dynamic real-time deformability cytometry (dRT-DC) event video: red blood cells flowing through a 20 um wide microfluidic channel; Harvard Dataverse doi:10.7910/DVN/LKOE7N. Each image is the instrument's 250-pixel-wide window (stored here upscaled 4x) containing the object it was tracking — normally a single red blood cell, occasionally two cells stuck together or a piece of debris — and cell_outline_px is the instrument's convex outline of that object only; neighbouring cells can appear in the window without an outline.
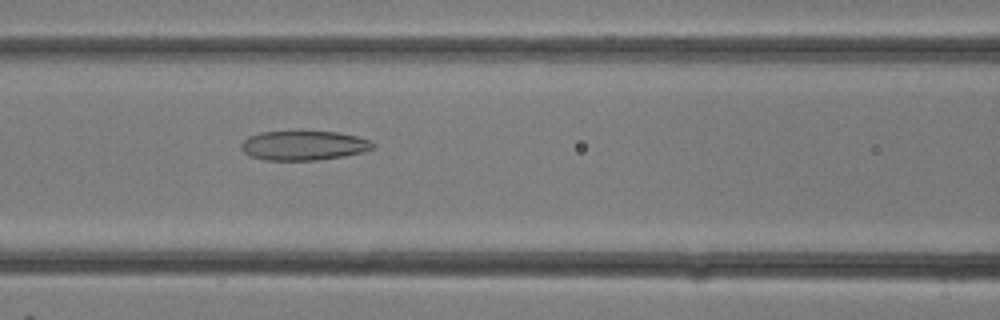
{"species": "common noctule bat (a hibernating species)", "species_latin": "Nyctalus noctula", "temperature_condition": "room temperature", "stored_images_in_passage": 7, "camera_frame_rate_fps": 3000, "um_per_image_px": 0.085, "animal": {"sex": "female"}, "frame": {"image": 1, "passage_image": 7, "time_ms": 2.0, "image_size_px": [1000, 320], "cell_outline_px": [[376, 148], [364, 152], [344, 156], [316, 160], [264, 160], [252, 156], [244, 152], [240, 148], [240, 144], [248, 136], [260, 132], [340, 132], [356, 136], [368, 140], [376, 144]], "centroid_in_image_um": [25.83, 12.37], "position_along_channel_um": 140.8, "area_um2": 22.6}}